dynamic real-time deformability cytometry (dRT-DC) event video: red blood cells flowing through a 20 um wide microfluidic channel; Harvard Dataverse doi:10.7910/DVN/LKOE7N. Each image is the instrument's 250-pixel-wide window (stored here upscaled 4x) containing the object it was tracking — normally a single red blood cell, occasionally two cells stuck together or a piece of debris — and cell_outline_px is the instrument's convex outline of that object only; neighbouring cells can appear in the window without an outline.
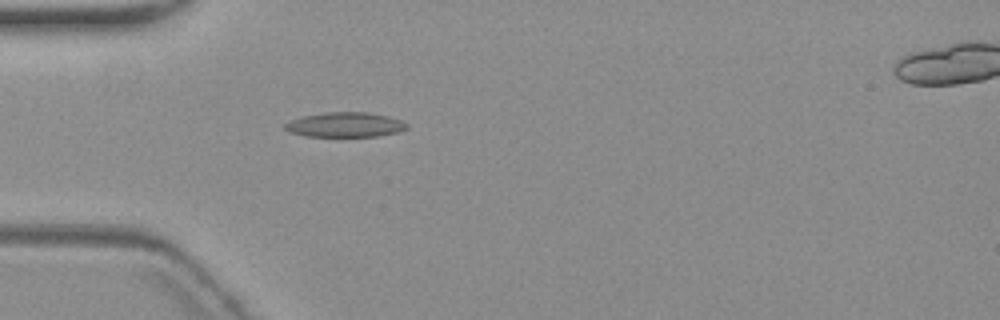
{"species": "common noctule bat (a hibernating species)", "species_latin": "Nyctalus noctula", "temperature_condition": "warm", "stored_images_in_passage": 6, "camera_frame_rate_fps": 3000, "um_per_image_px": 0.085, "animal": {"sex": "female", "body_mass_g": 19.3, "forearm_length_mm": 54.1}, "frame": {"image": 1, "passage_image": 5, "time_ms": 4.667, "image_size_px": [1000, 320], "cell_outline_px": [[408, 128], [400, 132], [376, 136], [304, 136], [288, 132], [284, 128], [284, 124], [292, 120], [304, 116], [324, 112], [368, 112], [388, 116], [400, 120], [408, 124]], "centroid_in_image_um": [29.34, 10.6], "position_along_channel_um": 55.7, "area_um2": 17.63}}